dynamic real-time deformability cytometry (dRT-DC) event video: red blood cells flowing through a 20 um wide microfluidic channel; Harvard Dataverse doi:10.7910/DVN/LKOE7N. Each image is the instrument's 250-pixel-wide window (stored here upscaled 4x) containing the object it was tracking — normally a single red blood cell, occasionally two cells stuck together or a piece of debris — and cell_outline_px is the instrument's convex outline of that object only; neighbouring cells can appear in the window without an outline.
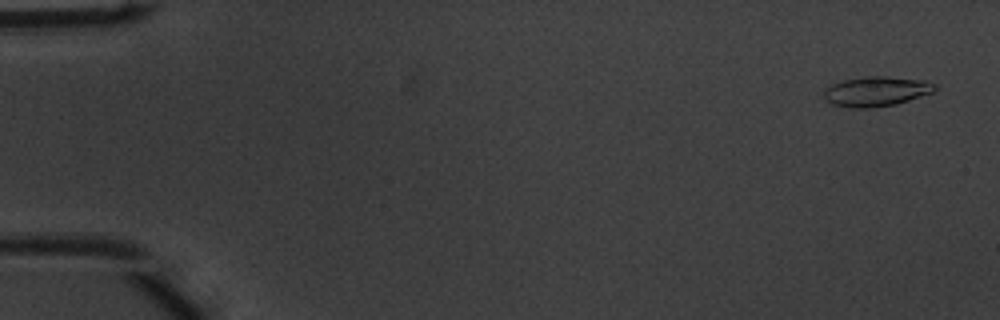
{"species": "common noctule bat (a hibernating species)", "species_latin": "Nyctalus noctula", "temperature_condition": "warm", "stored_images_in_passage": 48, "camera_frame_rate_fps": 3000, "um_per_image_px": 0.085, "animal": {"sex": "male", "body_mass_g": 20.1, "forearm_length_mm": 53.5}, "frame": {"image": 1, "passage_image": 3, "time_ms": 0.667, "image_size_px": [1000, 320], "cell_outline_px": [[936, 88], [932, 92], [896, 104], [872, 108], [848, 108], [832, 104], [824, 100], [824, 88], [832, 84], [844, 80], [868, 76], [888, 76], [928, 80], [936, 84]], "centroid_in_image_um": [74.47, 7.77], "position_along_channel_um": 10.5, "area_um2": 19.48}}
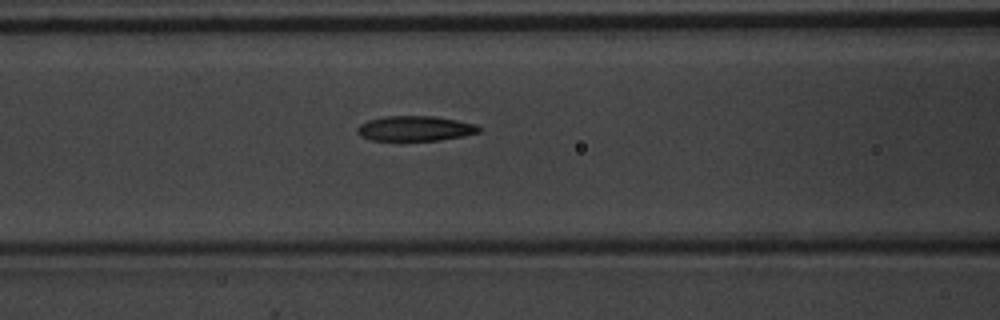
{"frame": {"image": 2, "passage_image": 23, "time_ms": 7.333, "image_size_px": [1000, 320], "cell_outline_px": [[480, 132], [464, 136], [440, 140], [372, 140], [360, 136], [356, 132], [356, 128], [360, 124], [368, 120], [384, 116], [432, 116], [456, 120], [476, 124], [480, 128]], "centroid_in_image_um": [35.27, 10.92], "position_along_channel_um": 131.3, "area_um2": 17.74}}
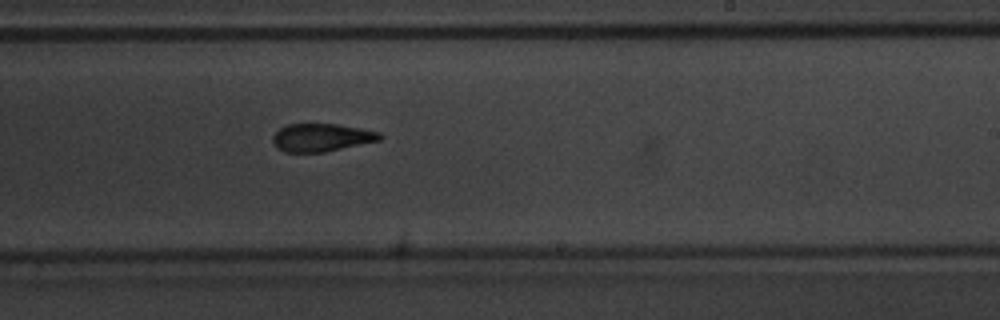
{"frame": {"image": 3, "passage_image": 33, "time_ms": 10.667, "image_size_px": [1000, 320], "cell_outline_px": [[384, 136], [380, 140], [324, 152], [284, 152], [276, 148], [272, 140], [272, 136], [280, 128], [288, 124], [336, 124], [360, 128], [380, 132]], "centroid_in_image_um": [27.31, 11.69], "position_along_channel_um": 261.7, "area_um2": 17.4}}